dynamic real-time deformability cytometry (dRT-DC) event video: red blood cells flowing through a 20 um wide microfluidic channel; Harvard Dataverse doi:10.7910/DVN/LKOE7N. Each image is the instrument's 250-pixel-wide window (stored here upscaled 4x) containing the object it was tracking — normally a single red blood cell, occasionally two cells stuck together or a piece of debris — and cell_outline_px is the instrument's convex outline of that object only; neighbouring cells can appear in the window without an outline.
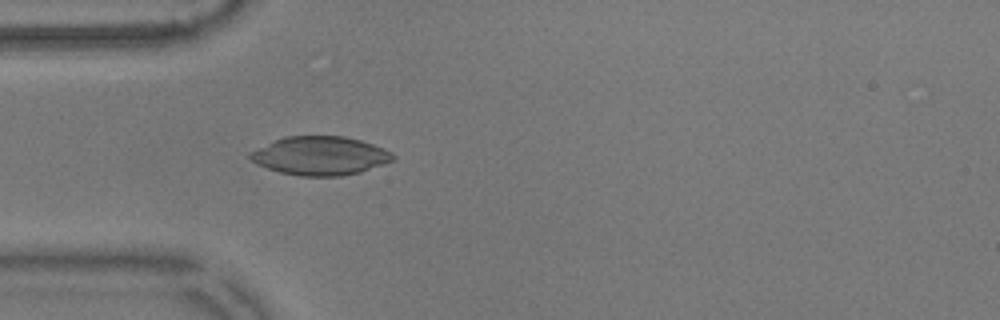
{"species": "common noctule bat (a hibernating species)", "species_latin": "Nyctalus noctula", "temperature_condition": "warm", "stored_images_in_passage": 41, "camera_frame_rate_fps": 3000, "um_per_image_px": 0.085, "animal": {"sex": "male", "body_mass_g": 17.9}, "frame": {"image": 1, "passage_image": 2, "time_ms": 0.333, "image_size_px": [1000, 320], "cell_outline_px": [[396, 160], [360, 172], [340, 176], [300, 176], [280, 172], [268, 168], [252, 160], [248, 156], [248, 152], [284, 136], [344, 136], [360, 140], [384, 148], [392, 152], [396, 156]], "centroid_in_image_um": [27.25, 13.24], "position_along_channel_um": 57.8, "area_um2": 32.14}}
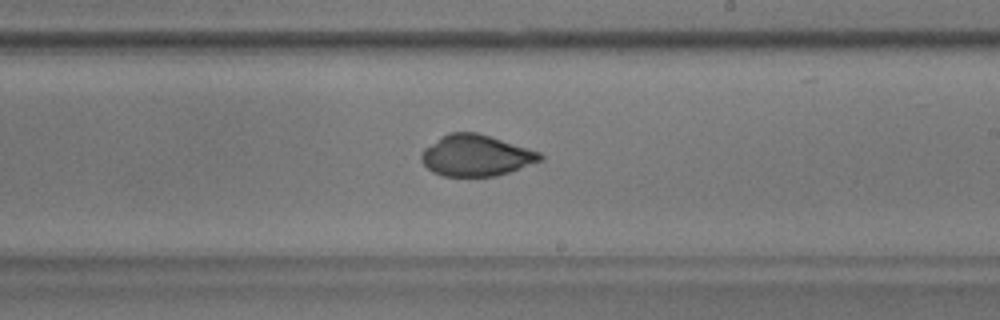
{"frame": {"image": 2, "passage_image": 18, "time_ms": 5.667, "image_size_px": [1000, 320], "cell_outline_px": [[544, 160], [496, 176], [444, 176], [432, 172], [420, 160], [420, 156], [424, 148], [440, 136], [448, 132], [476, 132], [528, 148], [540, 152], [544, 156]], "centroid_in_image_um": [40.44, 13.21], "position_along_channel_um": 248.6, "area_um2": 28.55}}
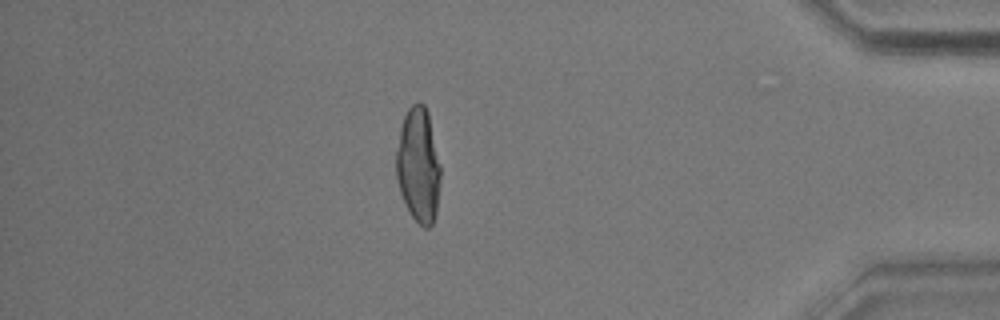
{"frame": {"image": 3, "passage_image": 34, "time_ms": 11.0, "image_size_px": [1000, 320], "cell_outline_px": [[440, 180], [436, 216], [432, 224], [428, 228], [424, 228], [408, 212], [400, 192], [396, 176], [396, 152], [400, 128], [404, 116], [408, 108], [412, 104], [424, 104], [428, 112], [440, 164]], "centroid_in_image_um": [35.56, 14.07], "position_along_channel_um": 399.6, "area_um2": 29.65}, "authors_computed_cell_mechanics": {"area_um2": 29.5358, "velocity_mm_per_s": 3.6084, "shape_relaxation_time_tau1_ms": 10.9031, "shape_relaxation_time_tau2_ms": 1.329, "deformation_change_tau1": 0.255, "deformation_change_tau2": 0.0304}}